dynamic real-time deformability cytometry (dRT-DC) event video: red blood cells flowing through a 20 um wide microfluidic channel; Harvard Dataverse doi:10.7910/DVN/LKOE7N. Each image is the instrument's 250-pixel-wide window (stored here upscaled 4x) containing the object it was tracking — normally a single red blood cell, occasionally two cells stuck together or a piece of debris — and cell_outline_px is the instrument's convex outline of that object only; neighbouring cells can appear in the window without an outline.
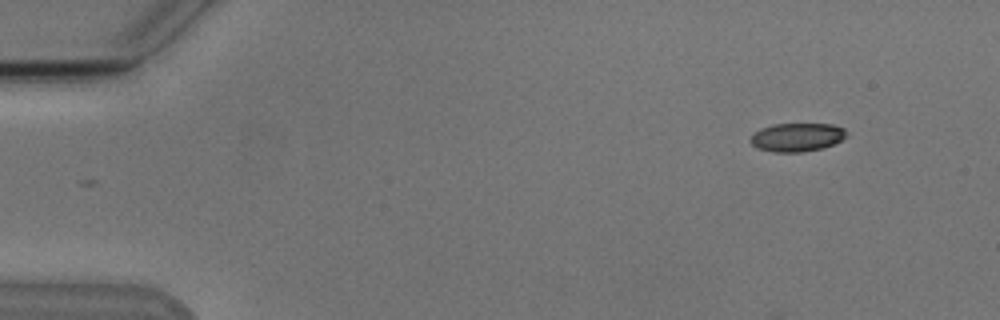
{"species": "Egyptian fruit bat (a non-hibernating species)", "species_latin": "Rousettus aegyptiacus", "temperature_condition": "cold", "stored_images_in_passage": 4, "camera_frame_rate_fps": 3000, "um_per_image_px": 0.085, "animal": {"sex": "male"}, "frame": {"image": 1, "passage_image": 1, "time_ms": 0.0, "image_size_px": [1000, 320], "cell_outline_px": [[848, 132], [840, 140], [832, 144], [820, 148], [800, 152], [776, 152], [756, 148], [752, 144], [752, 136], [760, 128], [772, 124], [832, 124], [844, 128]], "centroid_in_image_um": [67.73, 11.65], "position_along_channel_um": 17.3, "area_um2": 15.66}}
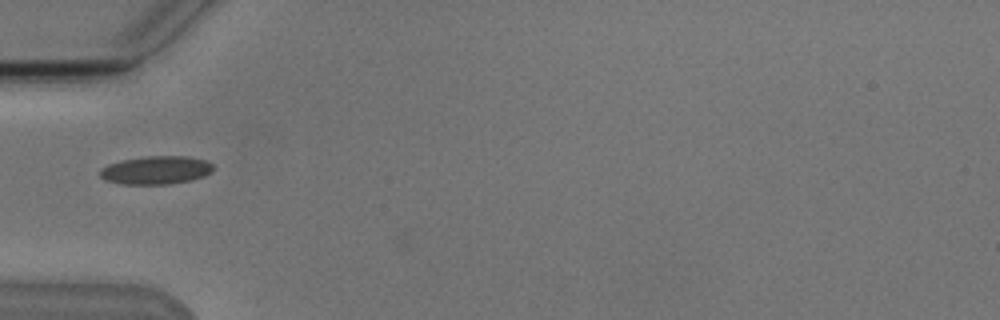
{"frame": {"image": 2, "passage_image": 4, "time_ms": 4.333, "image_size_px": [1000, 320], "cell_outline_px": [[212, 172], [204, 176], [192, 180], [168, 184], [120, 184], [104, 180], [100, 176], [100, 168], [108, 164], [124, 160], [144, 156], [188, 156], [208, 160], [212, 164]], "centroid_in_image_um": [13.27, 14.46], "position_along_channel_um": 71.7, "area_um2": 18.79}}